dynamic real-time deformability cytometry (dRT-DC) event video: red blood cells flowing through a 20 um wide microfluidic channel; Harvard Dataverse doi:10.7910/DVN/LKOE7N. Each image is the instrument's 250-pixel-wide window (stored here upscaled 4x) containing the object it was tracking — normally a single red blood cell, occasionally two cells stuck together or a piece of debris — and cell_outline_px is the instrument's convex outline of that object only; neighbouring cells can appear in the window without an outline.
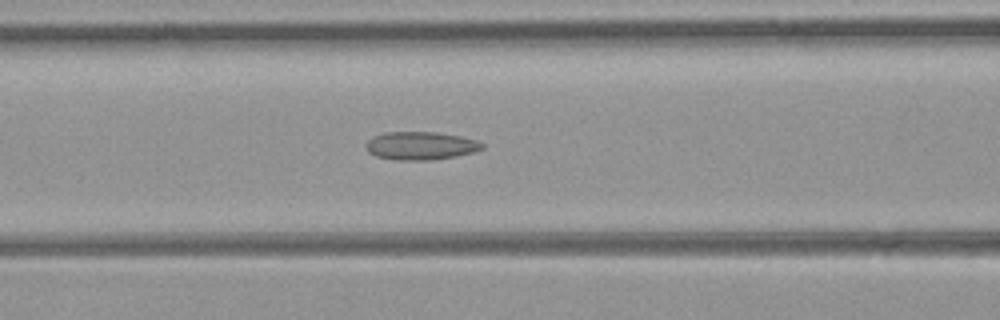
{"species": "common noctule bat (a hibernating species)", "species_latin": "Nyctalus noctula", "temperature_condition": "room temperature", "stored_images_in_passage": 37, "camera_frame_rate_fps": 3000, "um_per_image_px": 0.085, "animal": {"sex": "female", "body_mass_g": 21.9}, "frame": {"image": 1, "passage_image": 16, "time_ms": 5.0, "image_size_px": [1000, 320], "cell_outline_px": [[484, 148], [472, 152], [456, 156], [428, 160], [396, 160], [376, 156], [368, 152], [364, 144], [372, 136], [384, 132], [436, 132], [460, 136], [476, 140], [484, 144]], "centroid_in_image_um": [35.71, 12.38], "position_along_channel_um": 130.9, "area_um2": 19.07}}
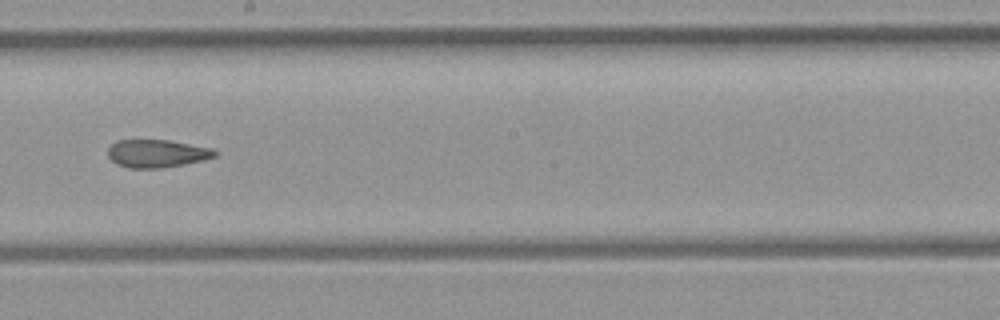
{"frame": {"image": 2, "passage_image": 23, "time_ms": 7.333, "image_size_px": [1000, 320], "cell_outline_px": [[220, 152], [216, 156], [204, 160], [184, 164], [160, 168], [128, 168], [116, 164], [108, 156], [108, 148], [116, 140], [168, 140], [212, 148]], "centroid_in_image_um": [13.35, 13.05], "position_along_channel_um": 234.9, "area_um2": 17.46}}
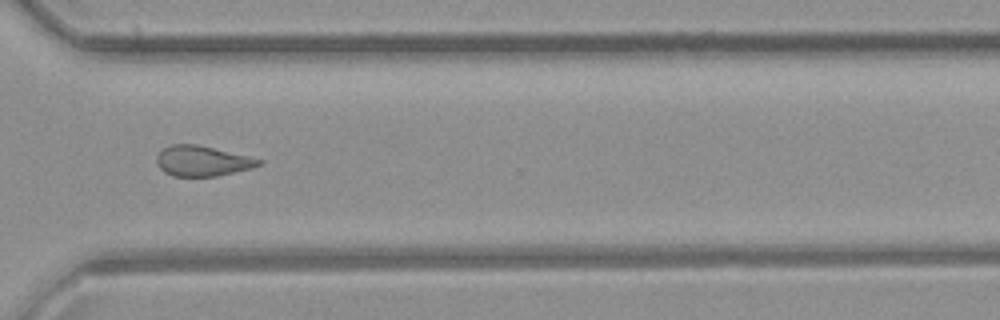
{"frame": {"image": 3, "passage_image": 31, "time_ms": 10.0, "image_size_px": [1000, 320], "cell_outline_px": [[264, 164], [252, 168], [216, 176], [172, 176], [164, 172], [156, 164], [156, 156], [164, 148], [172, 144], [196, 144], [248, 156], [264, 160]], "centroid_in_image_um": [17.2, 13.69], "position_along_channel_um": 353.4, "area_um2": 18.03}, "authors_computed_cell_mechanics": {"area_um2": 18.3804, "velocity_mm_per_s": 4.4484, "shape_relaxation_time_tau1_ms": null, "shape_relaxation_time_tau2_ms": 3.2399, "deformation_change_tau1": null, "deformation_change_tau2": 0.1317}}